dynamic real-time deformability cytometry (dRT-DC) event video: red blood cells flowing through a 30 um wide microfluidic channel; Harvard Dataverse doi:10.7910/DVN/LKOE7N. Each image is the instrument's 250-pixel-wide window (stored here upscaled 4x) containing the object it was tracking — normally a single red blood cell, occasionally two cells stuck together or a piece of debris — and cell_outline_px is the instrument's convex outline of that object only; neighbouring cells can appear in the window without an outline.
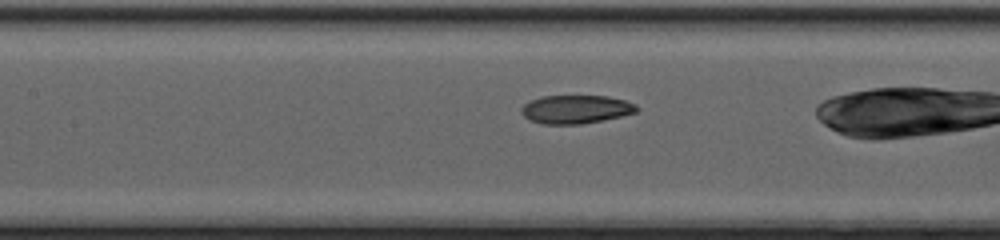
{"species": "common noctule bat (a hibernating species)", "species_latin": "Nyctalus noctula", "temperature_condition": "cold", "stored_images_in_passage": 31, "camera_frame_rate_fps": 3000, "um_per_image_px": 0.085, "animal": {"sex": "female", "body_mass_g": 20.0, "forearm_length_mm": 54.0}, "frame": {"image": 1, "passage_image": 15, "time_ms": 4.667, "image_size_px": [1000, 240], "cell_outline_px": [[640, 108], [636, 112], [604, 120], [580, 124], [544, 124], [528, 120], [520, 112], [520, 108], [524, 104], [540, 96], [608, 96], [624, 100], [636, 104]], "centroid_in_image_um": [48.93, 9.29], "position_along_channel_um": 158.5, "area_um2": 19.19}}
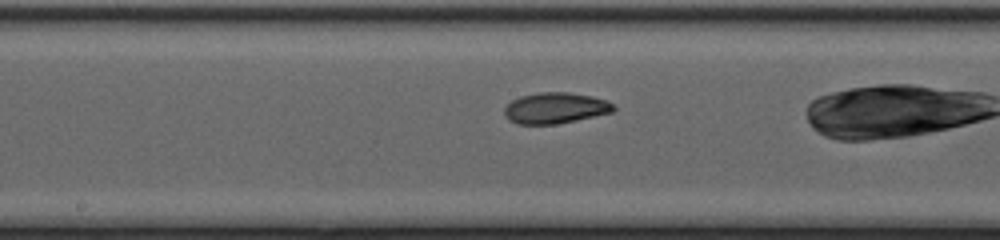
{"frame": {"image": 2, "passage_image": 18, "time_ms": 5.667, "image_size_px": [1000, 240], "cell_outline_px": [[616, 108], [612, 112], [576, 120], [556, 124], [516, 124], [508, 120], [504, 116], [504, 108], [512, 100], [520, 96], [540, 92], [568, 92], [592, 96], [608, 100], [616, 104]], "centroid_in_image_um": [47.21, 9.18], "position_along_channel_um": 201.0, "area_um2": 19.88}}
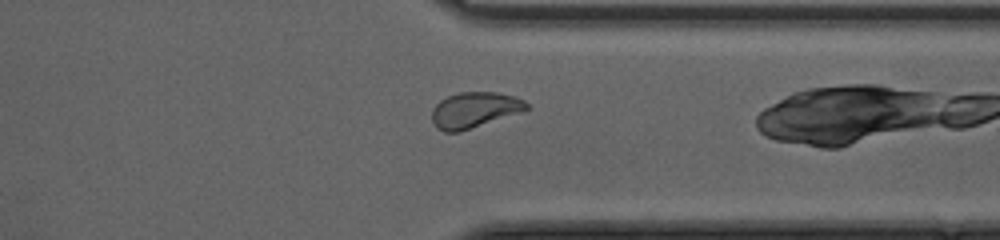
{"frame": {"image": 3, "passage_image": 30, "time_ms": 9.667, "image_size_px": [1000, 240], "cell_outline_px": [[528, 108], [520, 112], [460, 132], [444, 132], [436, 128], [432, 120], [432, 108], [440, 100], [448, 96], [460, 92], [496, 92], [516, 96], [524, 100], [528, 104]], "centroid_in_image_um": [40.3, 9.34], "position_along_channel_um": 371.1, "area_um2": 19.65}}